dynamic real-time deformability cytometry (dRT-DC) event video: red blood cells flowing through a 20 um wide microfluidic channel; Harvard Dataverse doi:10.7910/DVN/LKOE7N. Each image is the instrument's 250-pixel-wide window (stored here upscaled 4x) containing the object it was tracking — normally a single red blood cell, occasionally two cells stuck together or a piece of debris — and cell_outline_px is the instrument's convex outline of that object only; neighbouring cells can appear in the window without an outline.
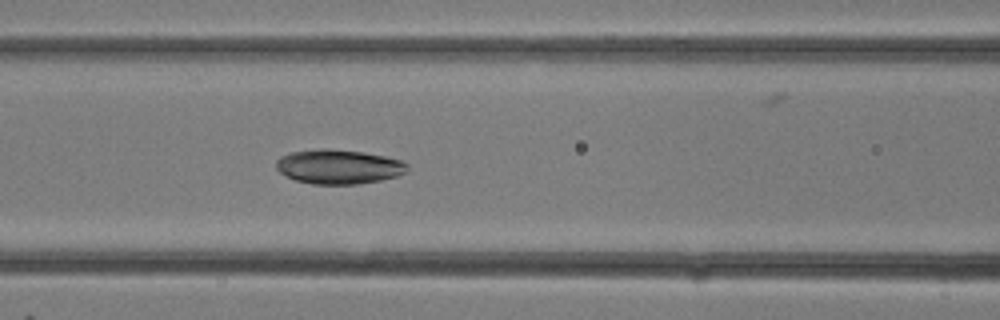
{"species": "common noctule bat (a hibernating species)", "species_latin": "Nyctalus noctula", "temperature_condition": "room temperature", "stored_images_in_passage": 12, "camera_frame_rate_fps": 3000, "um_per_image_px": 0.085, "animal": {"sex": "female"}, "frame": {"image": 1, "passage_image": 11, "time_ms": 3.333, "image_size_px": [1000, 320], "cell_outline_px": [[408, 172], [396, 176], [380, 180], [356, 184], [312, 184], [296, 180], [280, 172], [276, 168], [276, 160], [280, 156], [292, 152], [320, 148], [328, 148], [364, 152], [404, 160], [408, 164]], "centroid_in_image_um": [28.81, 14.16], "position_along_channel_um": 137.8, "area_um2": 26.41}}